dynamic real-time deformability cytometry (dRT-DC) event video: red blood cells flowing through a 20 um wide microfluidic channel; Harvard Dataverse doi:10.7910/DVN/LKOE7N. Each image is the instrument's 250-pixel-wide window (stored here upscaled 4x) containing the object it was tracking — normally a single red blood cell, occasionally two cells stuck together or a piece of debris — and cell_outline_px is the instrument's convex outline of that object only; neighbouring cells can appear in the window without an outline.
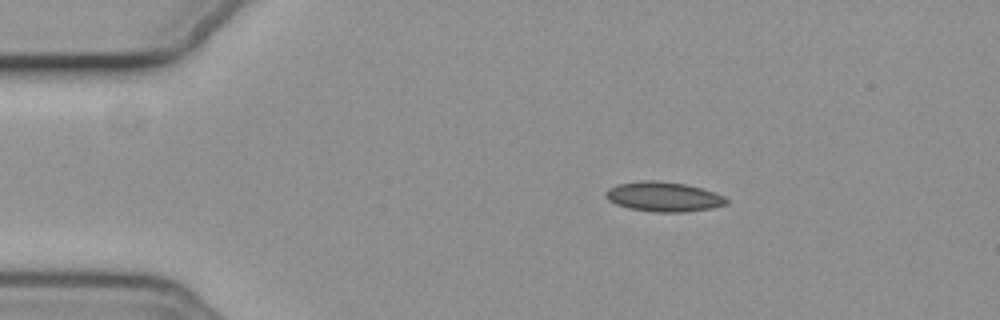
{"species": "common noctule bat (a hibernating species)", "species_latin": "Nyctalus noctula", "temperature_condition": "cold", "stored_images_in_passage": 47, "camera_frame_rate_fps": 3000, "um_per_image_px": 0.085, "animal": {"sex": "female", "body_mass_g": 19.3, "forearm_length_mm": 54.1}, "frame": {"image": 1, "passage_image": 1, "time_ms": 0.0, "image_size_px": [1000, 320], "cell_outline_px": [[728, 204], [712, 208], [684, 212], [656, 212], [628, 208], [616, 204], [608, 200], [604, 196], [604, 192], [608, 188], [616, 184], [644, 180], [656, 180], [684, 184], [700, 188], [724, 196], [728, 200]], "centroid_in_image_um": [56.36, 16.72], "position_along_channel_um": 28.6, "area_um2": 20.92}}
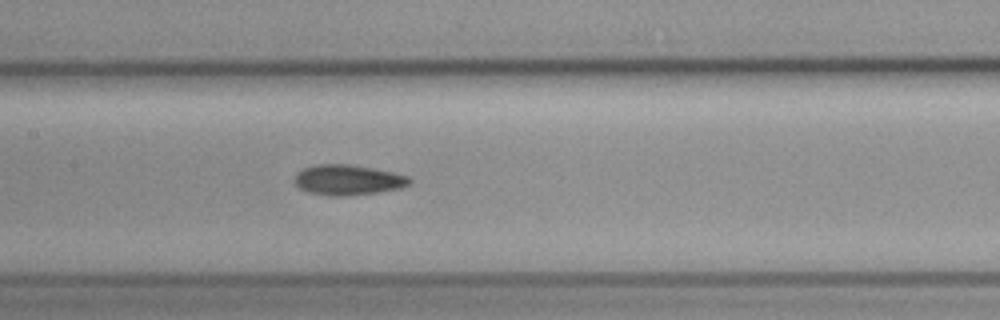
{"frame": {"image": 2, "passage_image": 18, "time_ms": 5.667, "image_size_px": [1000, 320], "cell_outline_px": [[412, 184], [400, 188], [376, 192], [344, 196], [328, 196], [308, 192], [300, 188], [292, 180], [296, 172], [312, 164], [348, 164], [372, 168], [392, 172], [408, 176], [412, 180]], "centroid_in_image_um": [29.54, 15.29], "position_along_channel_um": 177.9, "area_um2": 20.46}}
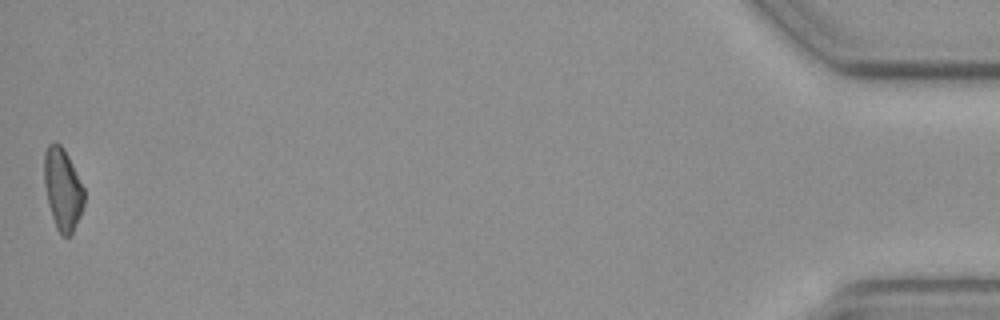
{"frame": {"image": 3, "passage_image": 47, "time_ms": 15.333, "image_size_px": [1000, 320], "cell_outline_px": [[84, 204], [80, 216], [72, 236], [60, 236], [56, 228], [48, 204], [44, 184], [44, 152], [48, 144], [56, 140], [64, 148], [84, 188]], "centroid_in_image_um": [5.32, 16.08], "position_along_channel_um": 429.9, "area_um2": 19.31}, "authors_computed_cell_mechanics": {"area_um2": 19.8254, "velocity_mm_per_s": 3.6845, "shape_relaxation_time_tau1_ms": null, "shape_relaxation_time_tau2_ms": 6.1938, "deformation_change_tau1": null, "deformation_change_tau2": 0.1121}}